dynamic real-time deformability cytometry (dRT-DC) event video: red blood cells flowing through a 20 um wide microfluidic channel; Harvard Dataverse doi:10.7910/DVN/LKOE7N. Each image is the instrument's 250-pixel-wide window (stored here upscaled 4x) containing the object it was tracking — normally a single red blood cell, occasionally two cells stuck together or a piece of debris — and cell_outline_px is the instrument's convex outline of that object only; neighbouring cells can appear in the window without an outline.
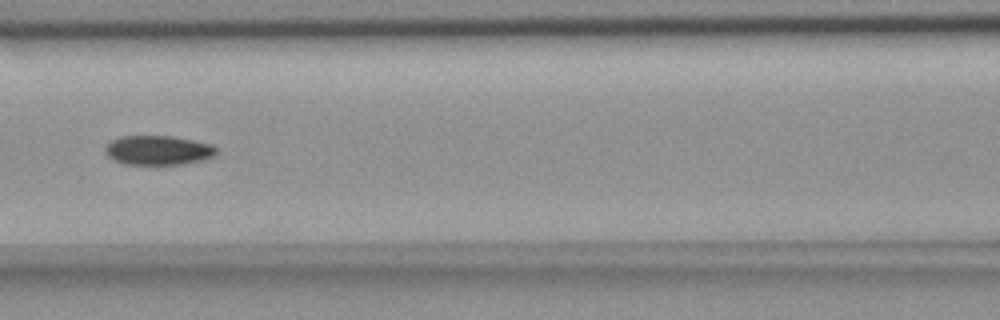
{"species": "common noctule bat (a hibernating species)", "species_latin": "Nyctalus noctula", "temperature_condition": "room temperature", "stored_images_in_passage": 8, "camera_frame_rate_fps": 3000, "um_per_image_px": 0.085, "animal": {"sex": "female", "body_mass_g": 18.4}, "frame": {"image": 1, "passage_image": 7, "time_ms": 7.0, "image_size_px": [1000, 320], "cell_outline_px": [[216, 152], [212, 156], [204, 160], [180, 164], [124, 164], [112, 160], [104, 152], [104, 148], [112, 140], [120, 136], [172, 136], [212, 144], [216, 148]], "centroid_in_image_um": [13.4, 12.77], "position_along_channel_um": 153.2, "area_um2": 19.02}}
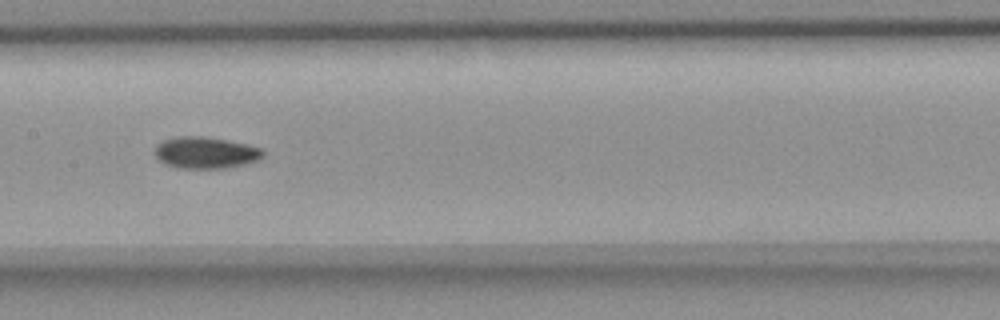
{"frame": {"image": 2, "passage_image": 8, "time_ms": 8.0, "image_size_px": [1000, 320], "cell_outline_px": [[264, 156], [260, 160], [228, 168], [176, 168], [164, 164], [152, 152], [156, 144], [164, 140], [176, 136], [204, 136], [248, 144], [264, 148]], "centroid_in_image_um": [17.48, 12.97], "position_along_channel_um": 189.9, "area_um2": 20.35}}